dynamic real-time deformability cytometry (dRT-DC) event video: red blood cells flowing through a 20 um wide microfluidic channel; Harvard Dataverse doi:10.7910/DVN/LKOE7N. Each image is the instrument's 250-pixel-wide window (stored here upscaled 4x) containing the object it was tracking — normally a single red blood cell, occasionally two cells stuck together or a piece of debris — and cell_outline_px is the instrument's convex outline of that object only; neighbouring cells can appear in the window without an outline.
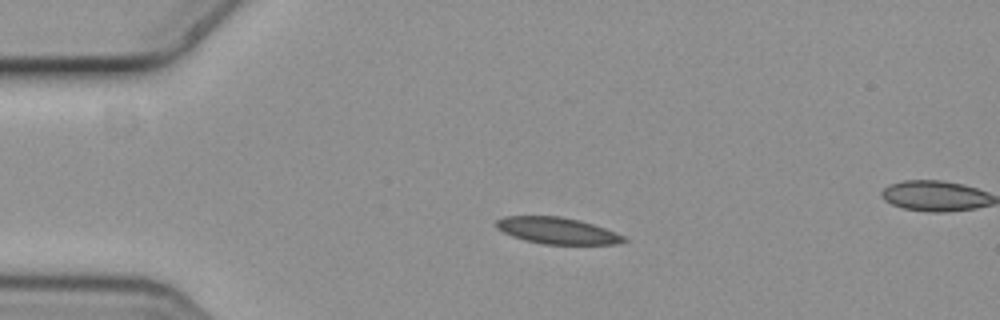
{"species": "common noctule bat (a hibernating species)", "species_latin": "Nyctalus noctula", "temperature_condition": "cold", "stored_images_in_passage": 5, "segment_of_instrument_passage": [1, 2], "camera_frame_rate_fps": 3000, "um_per_image_px": 0.085, "animal": {"sex": "female", "body_mass_g": 19.3, "forearm_length_mm": 54.1}, "frame": {"image": 1, "passage_image": 3, "time_ms": 0.667, "image_size_px": [1000, 320], "cell_outline_px": [[628, 240], [620, 244], [544, 244], [524, 240], [512, 236], [496, 228], [496, 220], [504, 216], [560, 216], [580, 220], [616, 232], [624, 236]], "centroid_in_image_um": [47.37, 19.6], "position_along_channel_um": 37.6, "area_um2": 19.71}}